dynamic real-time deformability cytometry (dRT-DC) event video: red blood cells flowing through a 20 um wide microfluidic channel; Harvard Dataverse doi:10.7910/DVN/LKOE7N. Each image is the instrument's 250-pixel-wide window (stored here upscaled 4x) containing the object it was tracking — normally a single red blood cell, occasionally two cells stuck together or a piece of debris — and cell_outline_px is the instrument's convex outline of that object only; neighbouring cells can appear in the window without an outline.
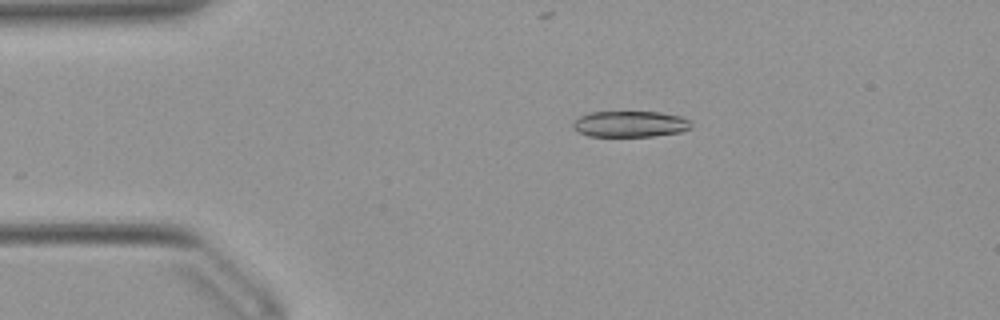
{"species": "Egyptian fruit bat (a non-hibernating species)", "species_latin": "Rousettus aegyptiacus", "temperature_condition": "warm", "stored_images_in_passage": 46, "camera_frame_rate_fps": 3000, "um_per_image_px": 0.085, "animal": {"sex": "female"}, "frame": {"image": 1, "passage_image": 4, "time_ms": 1.0, "image_size_px": [1000, 320], "cell_outline_px": [[692, 128], [680, 132], [652, 136], [588, 136], [576, 132], [572, 128], [572, 124], [580, 116], [588, 112], [660, 112], [680, 116], [692, 120]], "centroid_in_image_um": [53.56, 10.54], "position_along_channel_um": 31.4, "area_um2": 18.15}}
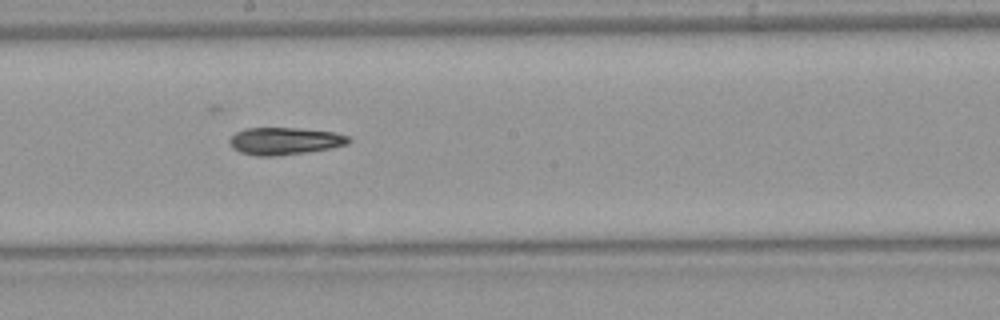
{"frame": {"image": 2, "passage_image": 22, "time_ms": 7.0, "image_size_px": [1000, 320], "cell_outline_px": [[352, 140], [348, 144], [332, 148], [308, 152], [276, 156], [256, 156], [240, 152], [232, 148], [228, 144], [228, 140], [236, 132], [244, 128], [296, 128], [336, 132], [348, 136]], "centroid_in_image_um": [24.19, 11.99], "position_along_channel_um": 224.0, "area_um2": 19.19}}
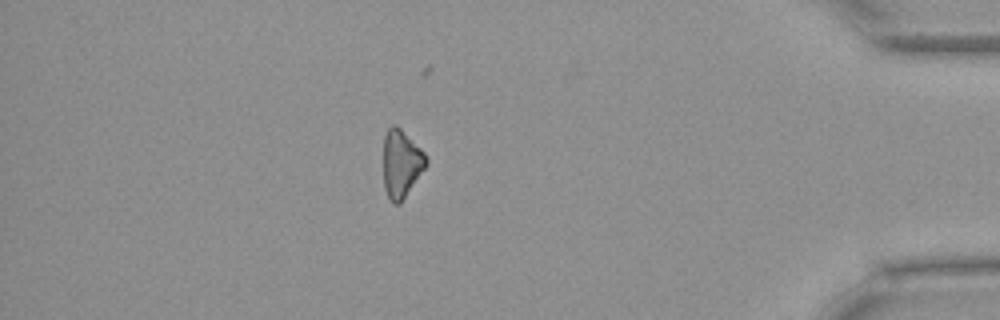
{"frame": {"image": 3, "passage_image": 39, "time_ms": 12.667, "image_size_px": [1000, 320], "cell_outline_px": [[428, 164], [400, 204], [392, 204], [384, 188], [384, 136], [388, 128], [392, 124], [396, 124], [424, 152], [428, 160]], "centroid_in_image_um": [34.11, 13.92], "position_along_channel_um": 401.1, "area_um2": 16.88}}